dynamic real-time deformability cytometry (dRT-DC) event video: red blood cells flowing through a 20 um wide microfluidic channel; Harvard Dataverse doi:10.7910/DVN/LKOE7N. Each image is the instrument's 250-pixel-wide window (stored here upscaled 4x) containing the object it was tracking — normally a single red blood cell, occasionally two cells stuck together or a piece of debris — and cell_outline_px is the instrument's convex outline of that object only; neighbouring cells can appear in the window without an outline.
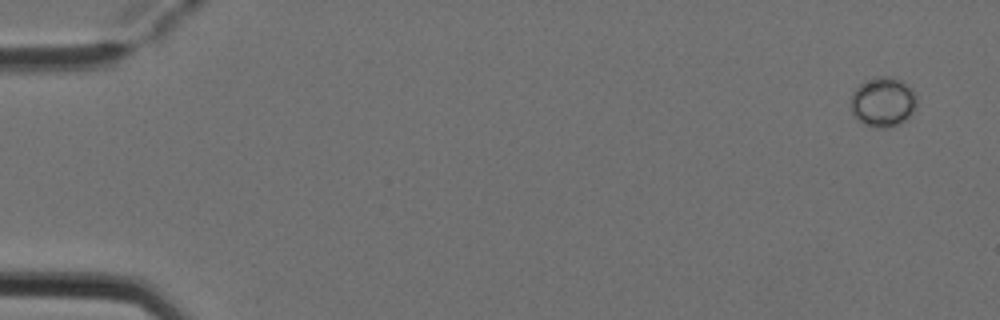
{"species": "Egyptian fruit bat (a non-hibernating species)", "species_latin": "Rousettus aegyptiacus", "temperature_condition": "cold", "stored_images_in_passage": 3, "camera_frame_rate_fps": 3000, "um_per_image_px": 0.085, "animal": {"sex": "female"}, "frame": {"image": 1, "passage_image": 1, "time_ms": 0.0, "image_size_px": [1000, 320], "cell_outline_px": [[916, 108], [904, 120], [888, 128], [872, 128], [864, 124], [852, 112], [852, 92], [860, 84], [872, 76], [892, 76], [900, 80], [912, 88], [916, 96]], "centroid_in_image_um": [75.06, 8.64], "position_along_channel_um": 9.9, "area_um2": 19.07}}